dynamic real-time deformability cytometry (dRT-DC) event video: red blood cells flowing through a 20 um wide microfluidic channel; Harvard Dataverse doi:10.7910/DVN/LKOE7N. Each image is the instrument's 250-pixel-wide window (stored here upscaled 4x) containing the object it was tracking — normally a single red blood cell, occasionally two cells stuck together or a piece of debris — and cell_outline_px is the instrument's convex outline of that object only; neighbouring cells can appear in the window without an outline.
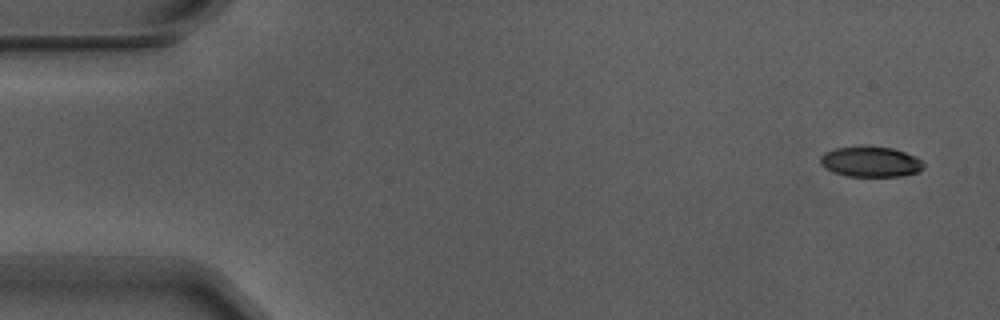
{"species": "Egyptian fruit bat (a non-hibernating species)", "species_latin": "Rousettus aegyptiacus", "temperature_condition": "warm", "stored_images_in_passage": 5, "camera_frame_rate_fps": 3000, "um_per_image_px": 0.085, "animal": {"sex": "male"}, "frame": {"image": 1, "passage_image": 1, "time_ms": 0.0, "image_size_px": [1000, 320], "cell_outline_px": [[924, 168], [916, 172], [900, 176], [848, 176], [836, 172], [820, 164], [820, 156], [824, 152], [836, 148], [892, 148], [916, 156], [924, 160]], "centroid_in_image_um": [74.05, 13.77], "position_along_channel_um": 11.0, "area_um2": 17.74}}
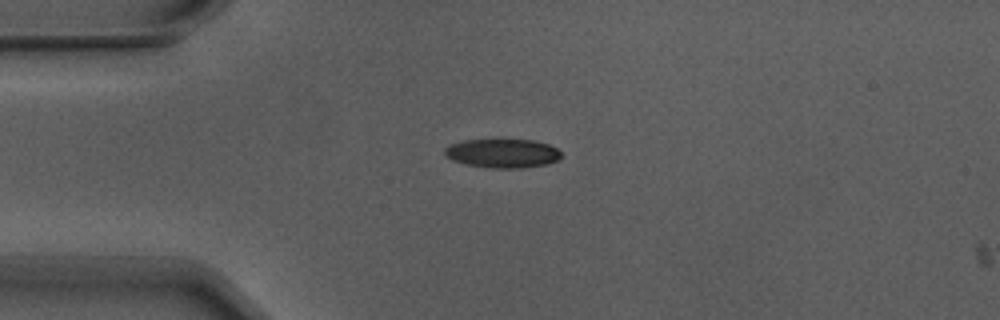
{"frame": {"image": 2, "passage_image": 4, "time_ms": 1.0, "image_size_px": [1000, 320], "cell_outline_px": [[560, 156], [556, 160], [548, 164], [520, 168], [492, 168], [464, 164], [452, 160], [444, 156], [444, 148], [452, 144], [464, 140], [500, 136], [536, 140], [548, 144], [556, 148], [560, 152]], "centroid_in_image_um": [42.68, 12.97], "position_along_channel_um": 42.3, "area_um2": 20.63}}